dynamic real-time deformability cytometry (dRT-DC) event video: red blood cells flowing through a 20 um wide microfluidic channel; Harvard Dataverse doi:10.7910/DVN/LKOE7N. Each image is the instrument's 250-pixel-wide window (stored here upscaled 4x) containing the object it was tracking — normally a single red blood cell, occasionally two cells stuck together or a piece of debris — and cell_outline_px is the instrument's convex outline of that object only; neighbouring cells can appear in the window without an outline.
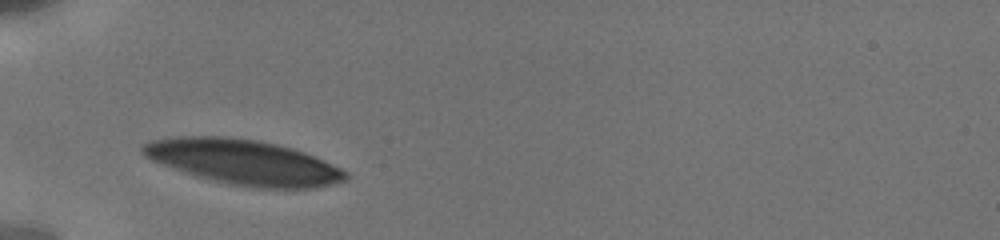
{"species": "human", "species_latin": "Homo sapiens", "temperature_condition": "cold", "stored_images_in_passage": 9, "camera_frame_rate_fps": 3000, "um_per_image_px": 0.085, "donor": {"sex": "male"}, "frame": {"image": 1, "passage_image": 1, "time_ms": 0.0, "image_size_px": [1000, 240], "cell_outline_px": [[348, 180], [316, 188], [256, 188], [228, 184], [212, 180], [152, 160], [144, 156], [140, 152], [140, 144], [148, 140], [176, 136], [228, 136], [260, 140], [292, 148], [304, 152], [324, 160], [348, 172]], "centroid_in_image_um": [20.71, 13.76], "position_along_channel_um": 64.3, "area_um2": 53.23}}
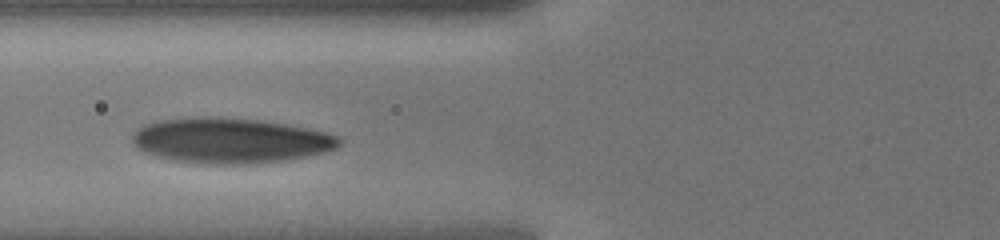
{"frame": {"image": 2, "passage_image": 8, "time_ms": 1.333, "image_size_px": [1000, 240], "cell_outline_px": [[344, 140], [336, 148], [324, 152], [308, 156], [284, 160], [248, 164], [216, 164], [176, 160], [156, 156], [144, 152], [136, 148], [132, 140], [132, 132], [136, 128], [144, 124], [160, 120], [196, 116], [220, 116], [260, 120], [288, 124], [328, 132], [340, 136]], "centroid_in_image_um": [19.59, 11.92], "position_along_channel_um": 106.2, "area_um2": 55.08}}